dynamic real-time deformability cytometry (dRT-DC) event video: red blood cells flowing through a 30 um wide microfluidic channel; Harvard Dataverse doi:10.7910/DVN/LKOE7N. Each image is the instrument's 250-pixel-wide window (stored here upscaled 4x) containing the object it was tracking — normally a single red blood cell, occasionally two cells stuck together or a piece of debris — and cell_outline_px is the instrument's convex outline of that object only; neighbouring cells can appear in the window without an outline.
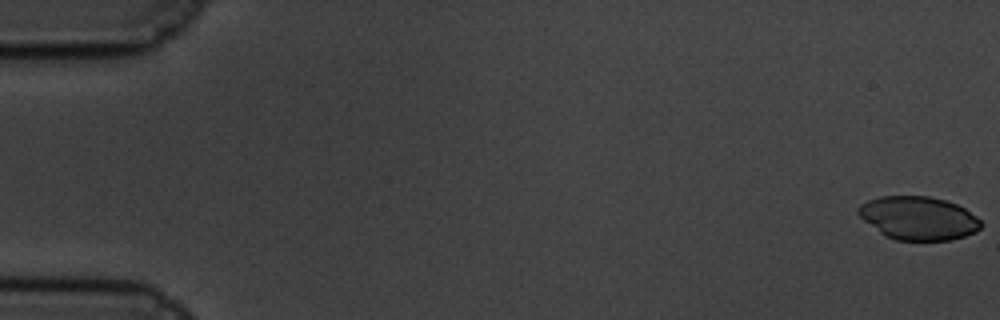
{"species": "common noctule bat (a hibernating species)", "species_latin": "Nyctalus noctula", "temperature_condition": "cold", "stored_images_in_passage": 15, "camera_frame_rate_fps": 3000, "um_per_image_px": 0.085, "animal": {"sex": "male", "body_mass_g": 19.5, "forearm_length_mm": 54.6}, "frame": {"image": 1, "passage_image": 1, "time_ms": 0.0, "image_size_px": [1000, 320], "cell_outline_px": [[984, 224], [976, 232], [952, 240], [896, 240], [884, 236], [864, 220], [856, 212], [860, 204], [868, 200], [880, 196], [928, 196], [944, 200], [956, 204], [964, 208], [976, 216]], "centroid_in_image_um": [78.06, 18.54], "position_along_channel_um": 6.9, "area_um2": 31.04}}